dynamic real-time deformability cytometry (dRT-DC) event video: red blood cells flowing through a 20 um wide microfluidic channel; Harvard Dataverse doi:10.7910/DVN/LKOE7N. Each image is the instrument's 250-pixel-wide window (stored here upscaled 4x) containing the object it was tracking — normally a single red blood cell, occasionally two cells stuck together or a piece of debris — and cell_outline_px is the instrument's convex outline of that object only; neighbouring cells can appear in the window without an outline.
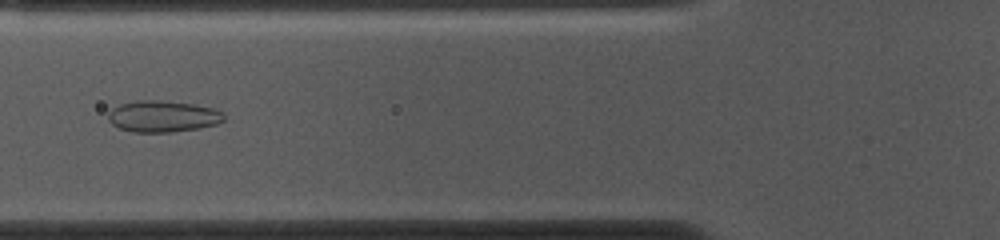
{"species": "common noctule bat (a hibernating species)", "species_latin": "Nyctalus noctula", "temperature_condition": "cold", "stored_images_in_passage": 53, "camera_frame_rate_fps": 3000, "um_per_image_px": 0.085, "animal": {"sex": "female", "body_mass_g": 10.0, "forearm_length_mm": 53.1}, "frame": {"image": 1, "passage_image": 19, "time_ms": 6.0, "image_size_px": [1000, 240], "cell_outline_px": [[224, 120], [216, 124], [200, 128], [172, 132], [132, 132], [120, 128], [112, 124], [108, 120], [108, 112], [112, 108], [120, 104], [136, 100], [160, 100], [192, 104], [212, 108], [224, 112]], "centroid_in_image_um": [13.82, 9.89], "position_along_channel_um": 112.0, "area_um2": 21.27}}
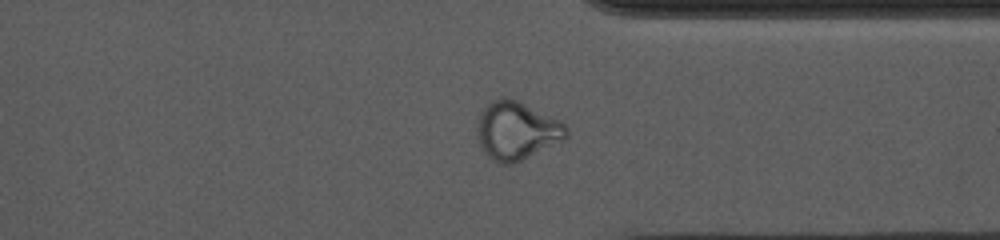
{"frame": {"image": 2, "passage_image": 40, "time_ms": 13.0, "image_size_px": [1000, 240], "cell_outline_px": [[568, 136], [564, 140], [520, 160], [508, 164], [500, 164], [488, 156], [480, 148], [476, 132], [480, 112], [492, 100], [508, 96], [560, 120], [568, 128]], "centroid_in_image_um": [43.9, 11.09], "position_along_channel_um": 367.5, "area_um2": 30.11}}
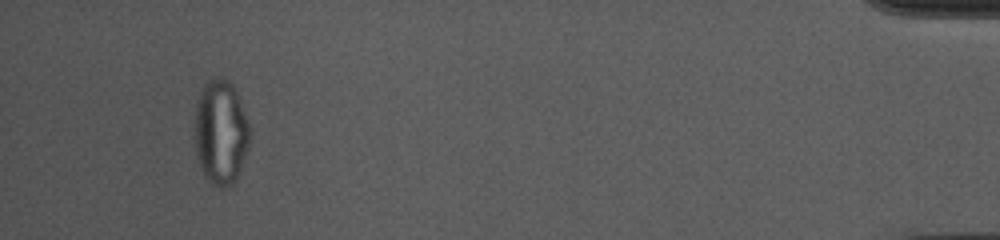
{"frame": {"image": 3, "passage_image": 50, "time_ms": 16.333, "image_size_px": [1000, 240], "cell_outline_px": [[248, 148], [240, 172], [236, 180], [228, 188], [220, 188], [212, 184], [204, 176], [200, 168], [196, 152], [196, 104], [200, 92], [204, 84], [208, 80], [220, 76], [224, 76], [236, 88], [248, 124]], "centroid_in_image_um": [18.76, 11.25], "position_along_channel_um": 416.4, "area_um2": 33.58}, "authors_computed_cell_mechanics": {"area_um2": 26.9348, "velocity_mm_per_s": 3.6865, "shape_relaxation_time_tau1_ms": null, "shape_relaxation_time_tau2_ms": 1.1917, "deformation_change_tau1": null, "deformation_change_tau2": 0.0753}}